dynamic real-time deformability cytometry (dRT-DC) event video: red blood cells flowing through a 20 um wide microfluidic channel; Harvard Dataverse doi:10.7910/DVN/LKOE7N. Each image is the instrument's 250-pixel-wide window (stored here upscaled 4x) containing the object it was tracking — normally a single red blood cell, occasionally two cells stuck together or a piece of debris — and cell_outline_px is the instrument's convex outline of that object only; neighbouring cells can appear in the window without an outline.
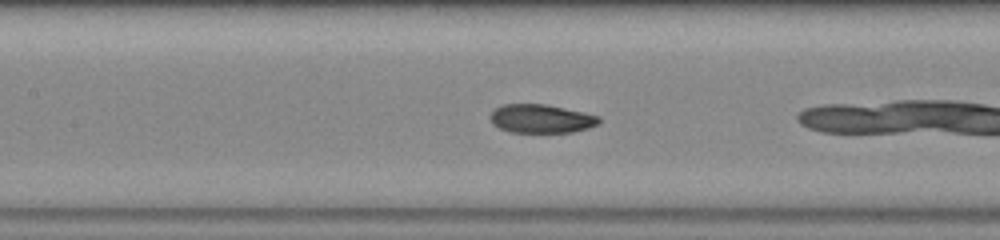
{"species": "common noctule bat (a hibernating species)", "species_latin": "Nyctalus noctula", "temperature_condition": "warm", "stored_images_in_passage": 24, "camera_frame_rate_fps": 3000, "um_per_image_px": 0.085, "animal": {"sex": "female", "body_mass_g": 23.0, "forearm_length_mm": 53.4}, "frame": {"image": 1, "passage_image": 20, "time_ms": 6.333, "image_size_px": [1000, 240], "cell_outline_px": [[600, 124], [588, 128], [572, 132], [512, 132], [500, 128], [492, 124], [488, 116], [496, 108], [504, 104], [548, 104], [584, 112], [600, 116]], "centroid_in_image_um": [46.01, 10.08], "position_along_channel_um": 161.4, "area_um2": 18.26}}
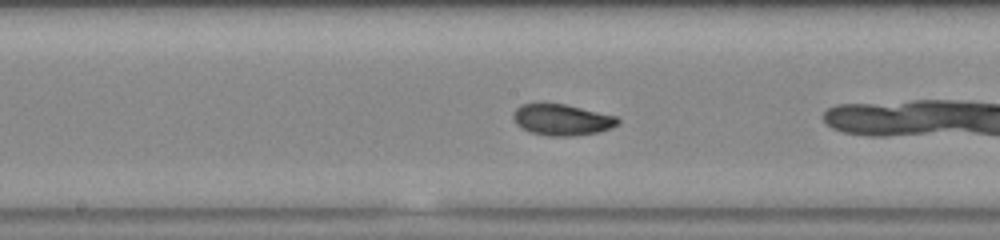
{"frame": {"image": 2, "passage_image": 23, "time_ms": 7.333, "image_size_px": [1000, 240], "cell_outline_px": [[620, 124], [612, 128], [596, 132], [572, 136], [548, 136], [532, 132], [520, 128], [516, 124], [512, 116], [512, 112], [520, 104], [564, 104], [616, 116], [620, 120]], "centroid_in_image_um": [47.75, 10.18], "position_along_channel_um": 200.5, "area_um2": 18.96}}